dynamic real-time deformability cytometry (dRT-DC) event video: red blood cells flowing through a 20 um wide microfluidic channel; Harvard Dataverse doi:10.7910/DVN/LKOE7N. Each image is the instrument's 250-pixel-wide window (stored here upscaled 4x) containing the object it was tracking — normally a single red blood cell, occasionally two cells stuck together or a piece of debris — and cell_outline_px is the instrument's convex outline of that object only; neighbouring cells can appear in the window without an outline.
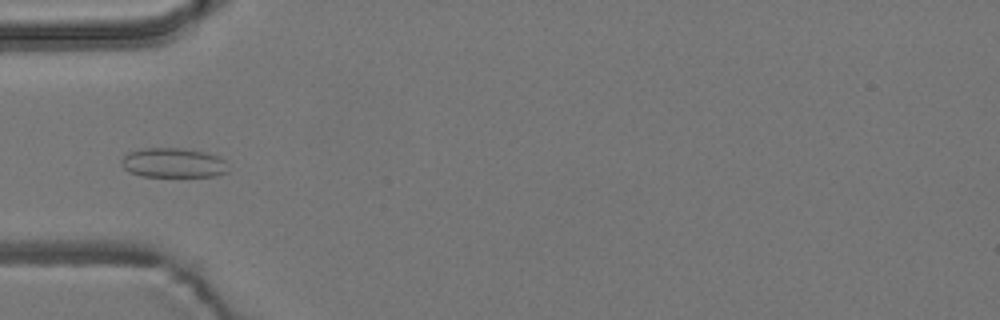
{"species": "common noctule bat (a hibernating species)", "species_latin": "Nyctalus noctula", "temperature_condition": "room temperature", "stored_images_in_passage": 8, "camera_frame_rate_fps": 3000, "um_per_image_px": 0.085, "animal": {"sex": "male", "body_mass_g": 19.2, "forearm_length_mm": 51.8}, "frame": {"image": 1, "passage_image": 4, "time_ms": 3.667, "image_size_px": [1000, 320], "cell_outline_px": [[228, 172], [216, 176], [140, 176], [128, 172], [124, 168], [120, 160], [128, 152], [144, 148], [180, 148], [204, 152], [220, 156], [224, 160]], "centroid_in_image_um": [14.71, 13.84], "position_along_channel_um": 70.3, "area_um2": 18.44}}
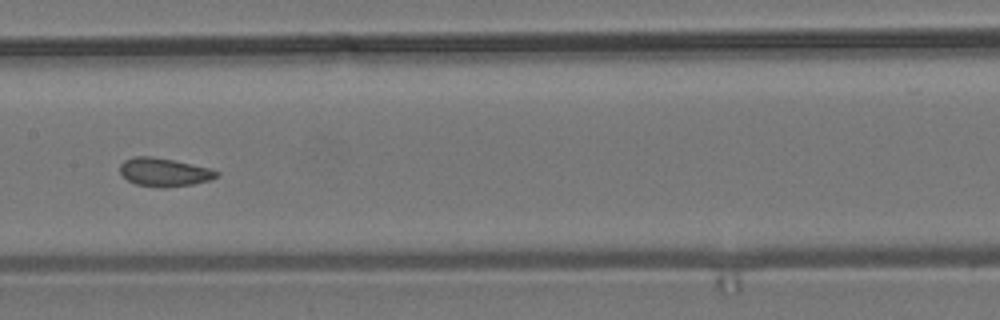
{"frame": {"image": 2, "passage_image": 7, "time_ms": 7.0, "image_size_px": [1000, 320], "cell_outline_px": [[220, 176], [208, 180], [192, 184], [164, 188], [160, 188], [136, 184], [128, 180], [120, 172], [120, 164], [124, 160], [132, 156], [152, 156], [172, 160], [208, 168], [220, 172]], "centroid_in_image_um": [13.93, 14.63], "position_along_channel_um": 193.5, "area_um2": 15.9}}
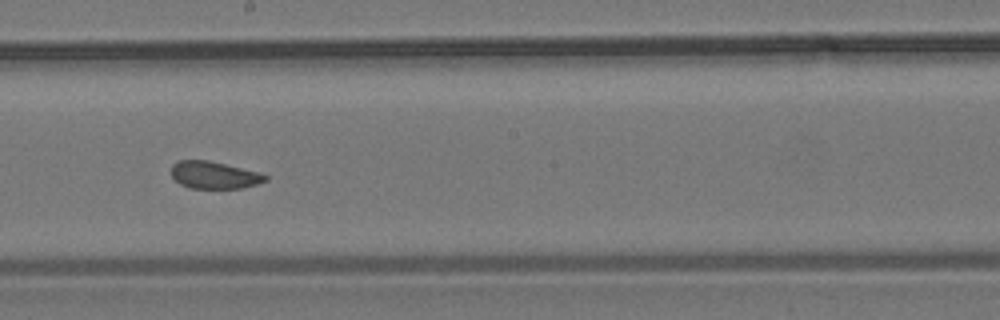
{"frame": {"image": 3, "passage_image": 8, "time_ms": 8.0, "image_size_px": [1000, 320], "cell_outline_px": [[268, 180], [256, 184], [240, 188], [192, 188], [180, 184], [172, 176], [172, 164], [180, 160], [208, 160], [260, 172], [268, 176]], "centroid_in_image_um": [18.22, 14.87], "position_along_channel_um": 230.0, "area_um2": 14.85}}